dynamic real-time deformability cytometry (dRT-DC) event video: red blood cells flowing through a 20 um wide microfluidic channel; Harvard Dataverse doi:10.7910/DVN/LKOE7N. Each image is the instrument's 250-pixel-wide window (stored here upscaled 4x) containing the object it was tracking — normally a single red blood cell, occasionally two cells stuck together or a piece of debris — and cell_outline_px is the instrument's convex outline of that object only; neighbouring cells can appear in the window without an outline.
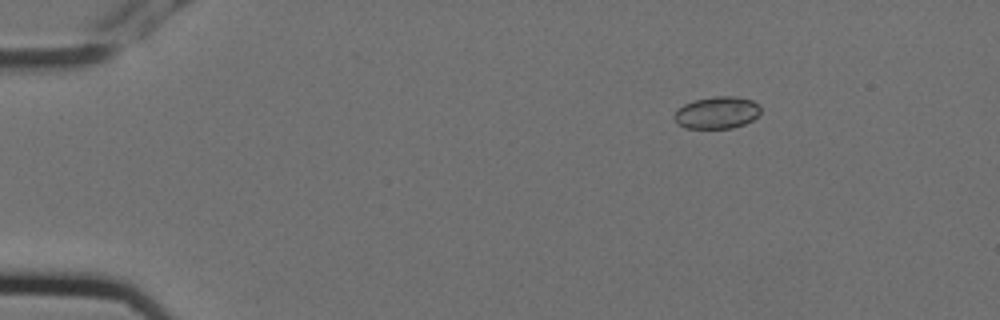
{"species": "Egyptian fruit bat (a non-hibernating species)", "species_latin": "Rousettus aegyptiacus", "temperature_condition": "cold", "stored_images_in_passage": 6, "camera_frame_rate_fps": 3000, "um_per_image_px": 0.085, "animal": {"sex": "female"}, "frame": {"image": 1, "passage_image": 1, "time_ms": 0.0, "image_size_px": [1000, 320], "cell_outline_px": [[760, 112], [752, 120], [744, 124], [732, 128], [684, 128], [676, 124], [672, 116], [676, 108], [684, 104], [696, 100], [712, 96], [732, 96], [752, 100], [760, 104]], "centroid_in_image_um": [60.89, 9.57], "position_along_channel_um": 24.1, "area_um2": 16.36}}
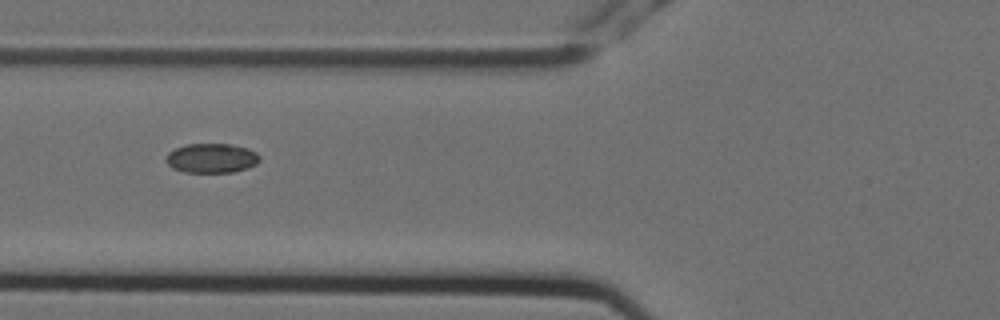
{"frame": {"image": 2, "passage_image": 5, "time_ms": 1.333, "image_size_px": [1000, 320], "cell_outline_px": [[260, 160], [256, 164], [248, 168], [232, 172], [184, 172], [172, 168], [164, 160], [168, 152], [176, 148], [188, 144], [228, 144], [248, 148], [256, 152], [260, 156]], "centroid_in_image_um": [17.98, 13.44], "position_along_channel_um": 107.8, "area_um2": 16.13}}
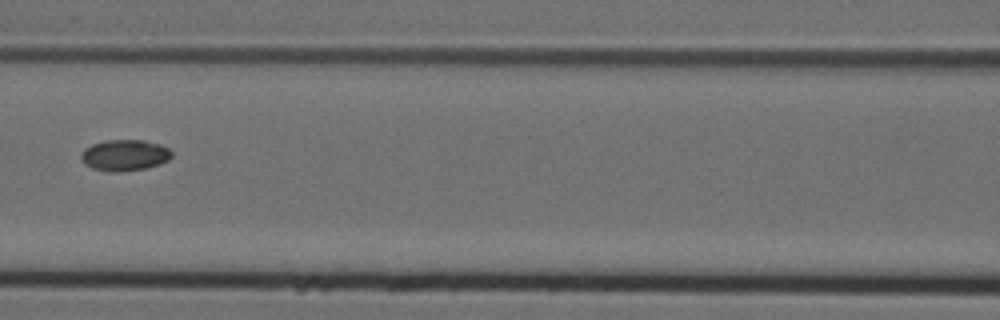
{"frame": {"image": 3, "passage_image": 6, "time_ms": 1.667, "image_size_px": [1000, 320], "cell_outline_px": [[172, 156], [168, 160], [144, 168], [116, 172], [108, 172], [92, 168], [84, 164], [80, 156], [80, 152], [84, 148], [92, 144], [104, 140], [144, 140], [160, 144], [168, 148], [172, 152]], "centroid_in_image_um": [10.55, 13.18], "position_along_channel_um": 156.1, "area_um2": 16.47}}